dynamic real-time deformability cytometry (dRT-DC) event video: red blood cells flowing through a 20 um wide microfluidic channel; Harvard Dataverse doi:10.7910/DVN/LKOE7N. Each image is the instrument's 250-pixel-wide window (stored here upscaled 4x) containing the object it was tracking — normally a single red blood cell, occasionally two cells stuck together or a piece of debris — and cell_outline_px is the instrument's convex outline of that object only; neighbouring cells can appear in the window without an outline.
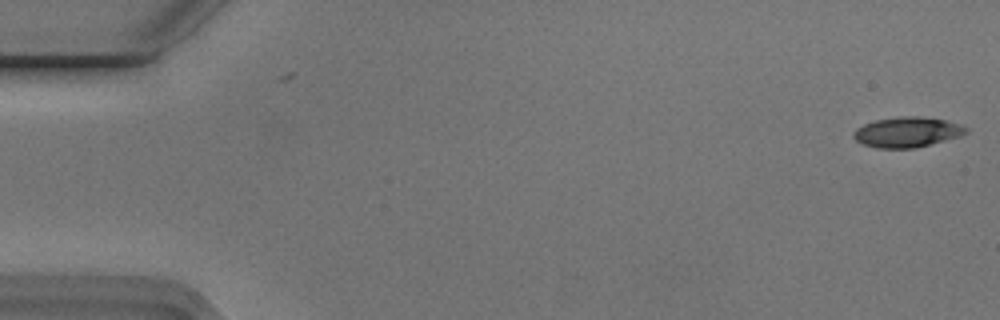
{"species": "Egyptian fruit bat (a non-hibernating species)", "species_latin": "Rousettus aegyptiacus", "temperature_condition": "cold", "stored_images_in_passage": 43, "camera_frame_rate_fps": 3000, "um_per_image_px": 0.085, "animal": {"sex": "male"}, "frame": {"image": 1, "passage_image": 1, "time_ms": 0.0, "image_size_px": [1000, 320], "cell_outline_px": [[968, 132], [960, 136], [916, 148], [876, 148], [864, 144], [856, 140], [852, 136], [856, 128], [864, 124], [876, 120], [900, 116], [916, 116], [944, 120], [960, 124], [968, 128]], "centroid_in_image_um": [77.11, 11.23], "position_along_channel_um": 7.9, "area_um2": 19.71}}
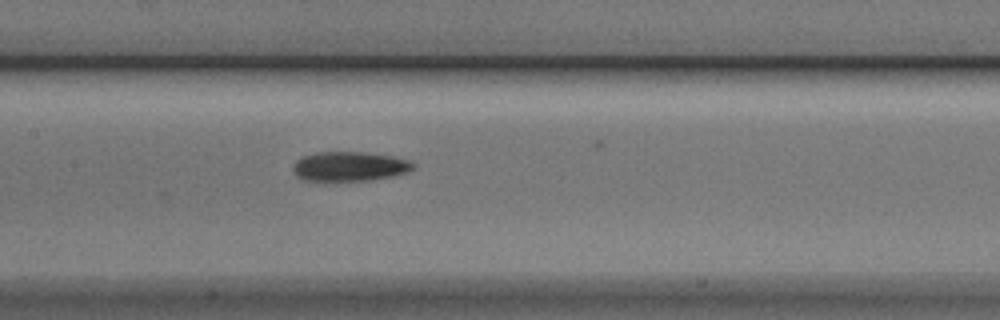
{"frame": {"image": 2, "passage_image": 26, "time_ms": 8.333, "image_size_px": [1000, 320], "cell_outline_px": [[416, 164], [408, 172], [392, 176], [368, 180], [300, 180], [296, 176], [292, 168], [292, 164], [300, 156], [316, 152], [360, 152], [392, 156], [412, 160]], "centroid_in_image_um": [29.68, 14.13], "position_along_channel_um": 177.7, "area_um2": 20.75}}
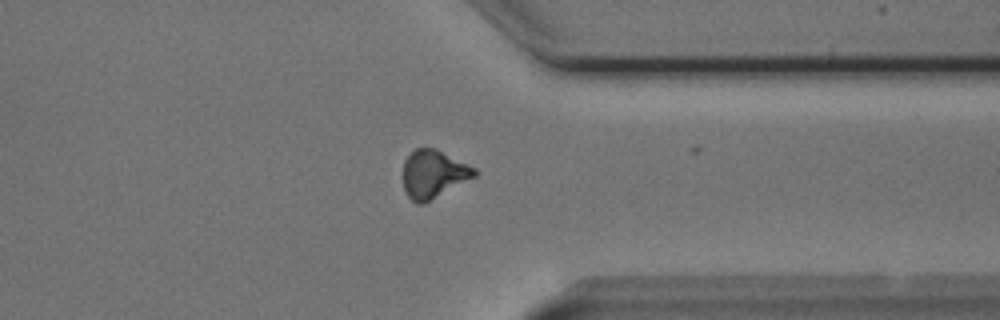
{"frame": {"image": 3, "passage_image": 42, "time_ms": 13.667, "image_size_px": [1000, 320], "cell_outline_px": [[476, 176], [424, 204], [416, 204], [408, 196], [404, 188], [404, 160], [416, 148], [436, 148], [476, 168]], "centroid_in_image_um": [36.85, 14.8], "position_along_channel_um": 374.5, "area_um2": 19.88}, "authors_computed_cell_mechanics": {"area_um2": 20.23, "velocity_mm_per_s": 3.761, "shape_relaxation_time_tau1_ms": 4.0901, "shape_relaxation_time_tau2_ms": 4.3096, "deformation_change_tau1": 0.1563, "deformation_change_tau2": 0.1302}}